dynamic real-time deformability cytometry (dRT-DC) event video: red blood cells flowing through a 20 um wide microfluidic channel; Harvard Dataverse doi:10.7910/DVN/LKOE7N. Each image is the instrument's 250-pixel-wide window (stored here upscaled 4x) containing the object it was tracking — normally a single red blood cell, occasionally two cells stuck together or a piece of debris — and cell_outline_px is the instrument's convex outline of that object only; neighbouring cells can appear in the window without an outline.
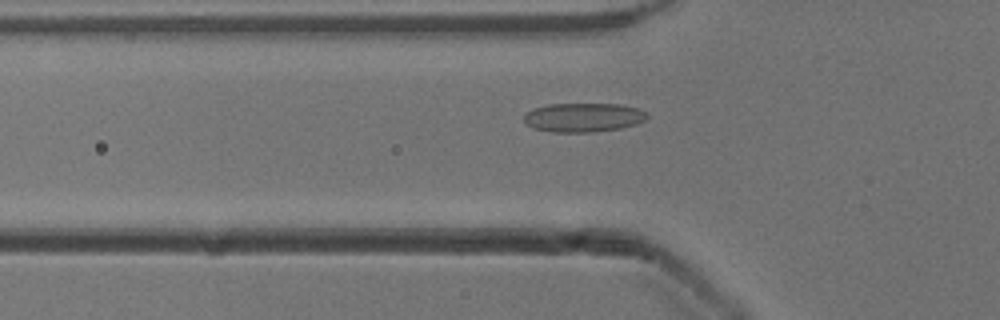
{"species": "common noctule bat (a hibernating species)", "species_latin": "Nyctalus noctula", "temperature_condition": "cold", "stored_images_in_passage": 47, "camera_frame_rate_fps": 3000, "um_per_image_px": 0.085, "animal": {"sex": "male", "body_mass_g": 13.3}, "frame": {"image": 1, "passage_image": 12, "time_ms": 3.667, "image_size_px": [1000, 320], "cell_outline_px": [[648, 116], [644, 120], [636, 124], [620, 128], [592, 132], [552, 132], [532, 128], [524, 124], [524, 112], [532, 108], [548, 104], [620, 104], [640, 108], [648, 112]], "centroid_in_image_um": [49.55, 9.97], "position_along_channel_um": 76.2, "area_um2": 21.15}}
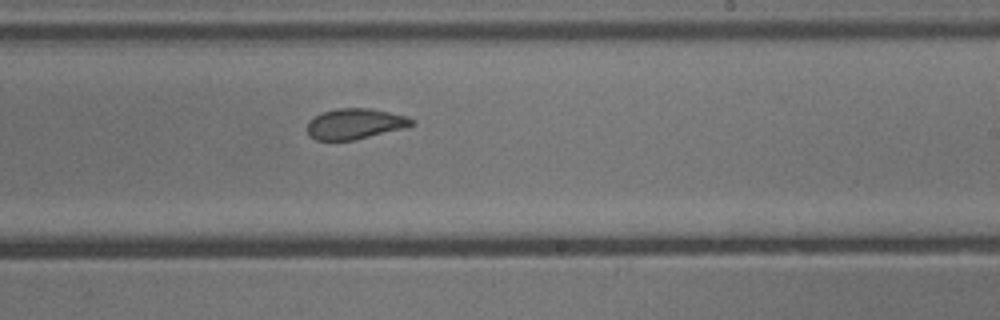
{"frame": {"image": 2, "passage_image": 26, "time_ms": 8.333, "image_size_px": [1000, 320], "cell_outline_px": [[416, 124], [404, 128], [352, 140], [316, 140], [308, 136], [308, 120], [320, 112], [336, 108], [372, 108], [408, 116], [416, 120]], "centroid_in_image_um": [30.18, 10.5], "position_along_channel_um": 258.8, "area_um2": 18.84}}
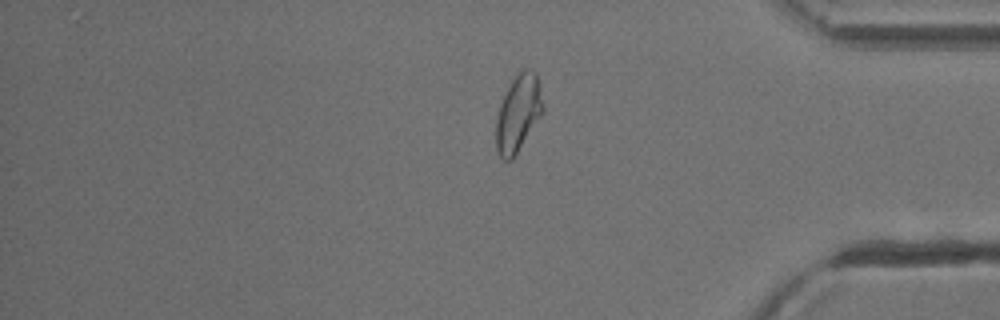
{"frame": {"image": 3, "passage_image": 38, "time_ms": 12.333, "image_size_px": [1000, 320], "cell_outline_px": [[544, 112], [512, 160], [504, 160], [500, 156], [496, 148], [496, 120], [500, 104], [512, 80], [524, 68], [528, 68], [536, 72], [544, 108]], "centroid_in_image_um": [44.06, 9.64], "position_along_channel_um": 391.1, "area_um2": 20.81}, "authors_computed_cell_mechanics": {"area_um2": 20.5768, "velocity_mm_per_s": 3.8914, "shape_relaxation_time_tau1_ms": null, "shape_relaxation_time_tau2_ms": 1.4503, "deformation_change_tau1": null, "deformation_change_tau2": 0.0614}}